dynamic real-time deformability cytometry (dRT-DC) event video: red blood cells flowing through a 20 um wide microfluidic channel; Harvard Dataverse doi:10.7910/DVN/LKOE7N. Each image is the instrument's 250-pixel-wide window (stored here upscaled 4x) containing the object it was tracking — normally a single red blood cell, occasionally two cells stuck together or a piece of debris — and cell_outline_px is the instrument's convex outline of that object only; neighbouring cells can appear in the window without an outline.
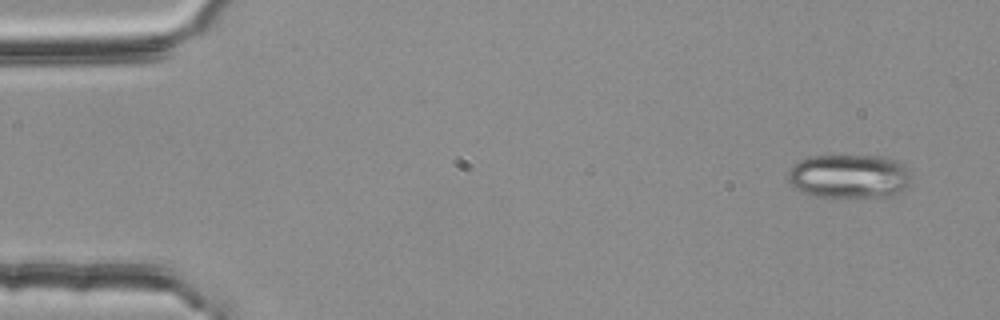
{"species": "common noctule bat (a hibernating species)", "species_latin": "Nyctalus noctula", "temperature_condition": "room temperature", "stored_images_in_passage": 4, "camera_frame_rate_fps": 3000, "um_per_image_px": 0.085, "animal": {"sex": "female", "body_mass_g": 25.1}, "frame": {"image": 1, "passage_image": 1, "time_ms": 0.0, "image_size_px": [1000, 320], "cell_outline_px": [[912, 180], [900, 192], [892, 196], [816, 196], [792, 188], [788, 180], [788, 168], [800, 160], [812, 156], [888, 156], [896, 160], [912, 176]], "centroid_in_image_um": [72.16, 14.97], "position_along_channel_um": 12.8, "area_um2": 31.44}}